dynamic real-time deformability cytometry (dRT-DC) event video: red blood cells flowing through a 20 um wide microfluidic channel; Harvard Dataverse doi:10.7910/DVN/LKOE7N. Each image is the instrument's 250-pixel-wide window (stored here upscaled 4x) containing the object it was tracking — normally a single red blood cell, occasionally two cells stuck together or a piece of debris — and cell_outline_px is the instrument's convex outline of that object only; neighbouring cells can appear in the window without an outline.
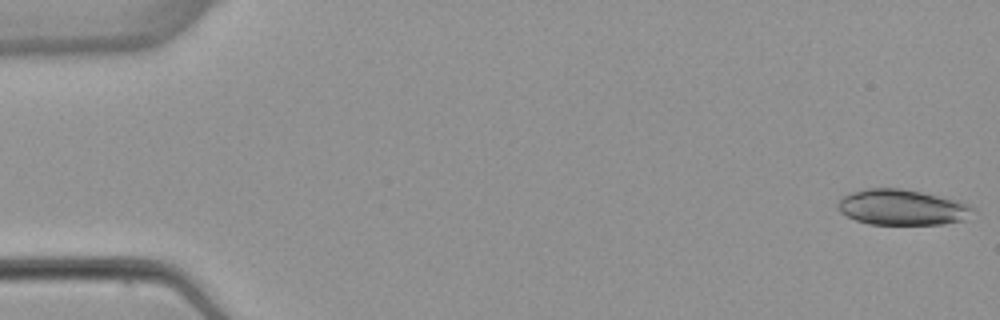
{"species": "common noctule bat (a hibernating species)", "species_latin": "Nyctalus noctula", "temperature_condition": "warm", "stored_images_in_passage": 6, "camera_frame_rate_fps": 3000, "um_per_image_px": 0.085, "animal": {"sex": "female", "body_mass_g": 22.7, "forearm_length_mm": 54.2}, "frame": {"image": 1, "passage_image": 1, "time_ms": 0.0, "image_size_px": [1000, 320], "cell_outline_px": [[976, 208], [968, 220], [944, 224], [868, 224], [856, 220], [840, 212], [836, 204], [840, 196], [852, 192], [868, 188], [900, 188], [960, 200]], "centroid_in_image_um": [76.71, 17.62], "position_along_channel_um": 8.3, "area_um2": 28.38}}
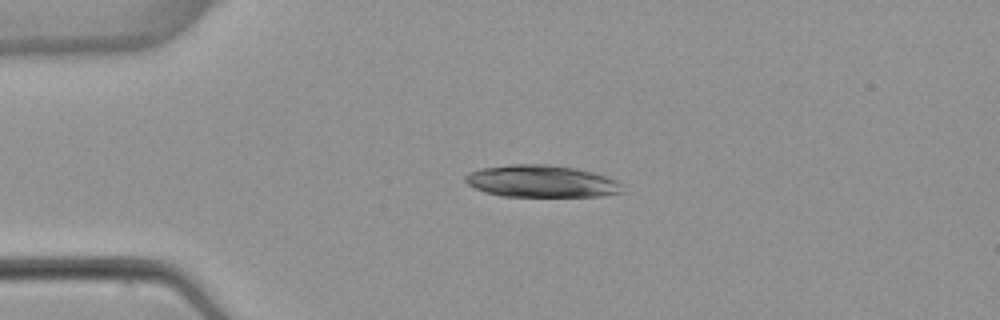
{"frame": {"image": 2, "passage_image": 4, "time_ms": 3.667, "image_size_px": [1000, 320], "cell_outline_px": [[624, 192], [600, 196], [500, 196], [484, 192], [468, 184], [464, 180], [464, 176], [468, 172], [480, 168], [512, 164], [548, 164], [576, 168], [608, 176], [616, 180], [620, 184]], "centroid_in_image_um": [46.0, 15.4], "position_along_channel_um": 39.0, "area_um2": 29.54}}